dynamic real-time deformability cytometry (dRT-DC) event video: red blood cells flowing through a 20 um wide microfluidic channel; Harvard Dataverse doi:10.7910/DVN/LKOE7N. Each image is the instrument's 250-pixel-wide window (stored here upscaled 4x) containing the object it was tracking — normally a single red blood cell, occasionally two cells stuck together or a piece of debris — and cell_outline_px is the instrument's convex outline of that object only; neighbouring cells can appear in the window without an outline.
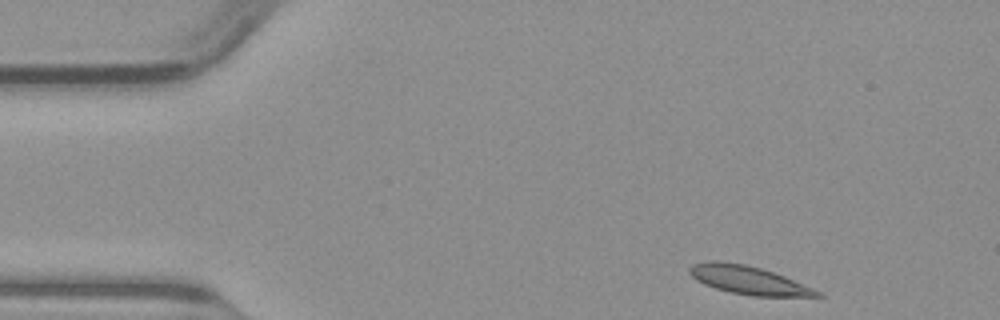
{"species": "common noctule bat (a hibernating species)", "species_latin": "Nyctalus noctula", "temperature_condition": "warm", "stored_images_in_passage": 45, "camera_frame_rate_fps": 3000, "um_per_image_px": 0.085, "animal": {"sex": "male", "body_mass_g": 23.1, "forearm_length_mm": 52.7}, "frame": {"image": 1, "passage_image": 1, "time_ms": 0.0, "image_size_px": [1000, 320], "cell_outline_px": [[824, 296], [752, 296], [732, 292], [716, 288], [704, 284], [696, 280], [688, 272], [688, 268], [692, 264], [708, 260], [720, 260], [744, 264], [760, 268], [784, 276], [812, 288], [820, 292]], "centroid_in_image_um": [63.54, 23.79], "position_along_channel_um": 21.5, "area_um2": 20.87}}
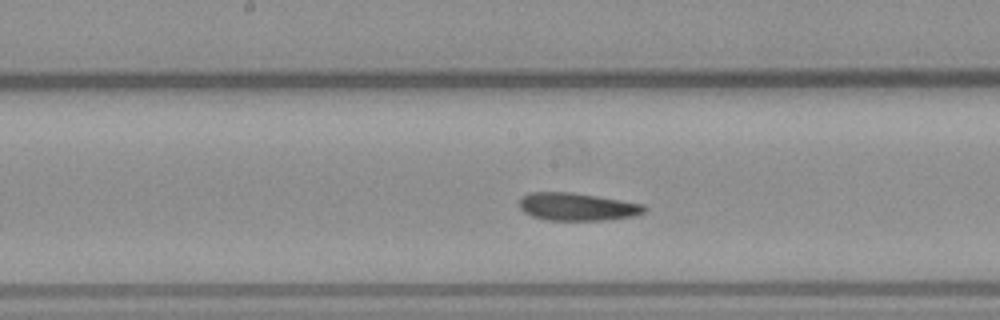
{"frame": {"image": 2, "passage_image": 20, "time_ms": 6.333, "image_size_px": [1000, 320], "cell_outline_px": [[648, 208], [644, 212], [632, 216], [604, 220], [544, 220], [532, 216], [524, 212], [520, 208], [520, 196], [528, 192], [572, 192], [644, 204]], "centroid_in_image_um": [49.02, 17.57], "position_along_channel_um": 199.2, "area_um2": 20.23}}
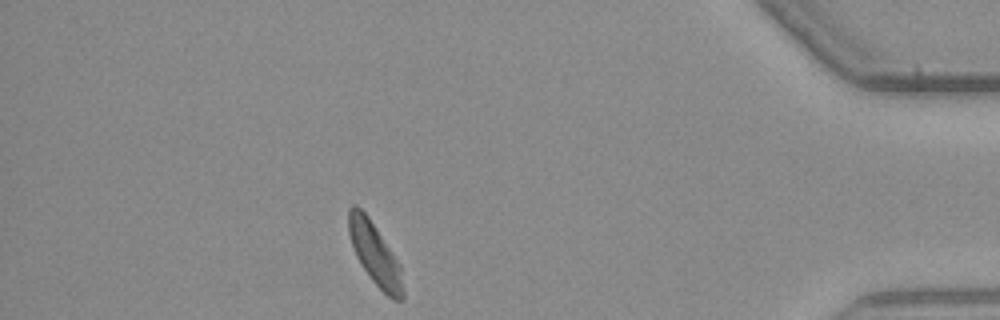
{"frame": {"image": 3, "passage_image": 39, "time_ms": 12.667, "image_size_px": [1000, 320], "cell_outline_px": [[404, 300], [392, 300], [372, 280], [360, 264], [352, 248], [348, 232], [348, 208], [352, 204], [356, 204], [368, 216], [400, 264], [404, 292]], "centroid_in_image_um": [31.85, 21.58], "position_along_channel_um": 403.4, "area_um2": 19.65}}